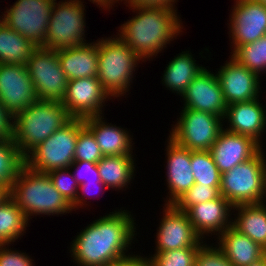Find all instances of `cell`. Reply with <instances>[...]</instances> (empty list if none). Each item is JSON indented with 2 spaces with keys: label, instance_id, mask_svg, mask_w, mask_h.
Listing matches in <instances>:
<instances>
[{
  "label": "cell",
  "instance_id": "1",
  "mask_svg": "<svg viewBox=\"0 0 266 266\" xmlns=\"http://www.w3.org/2000/svg\"><path fill=\"white\" fill-rule=\"evenodd\" d=\"M134 219L131 212L120 208L88 224L71 242L73 262L77 266H108L131 256L128 250L137 236Z\"/></svg>",
  "mask_w": 266,
  "mask_h": 266
},
{
  "label": "cell",
  "instance_id": "2",
  "mask_svg": "<svg viewBox=\"0 0 266 266\" xmlns=\"http://www.w3.org/2000/svg\"><path fill=\"white\" fill-rule=\"evenodd\" d=\"M129 9L136 13L135 16L121 24L116 34L143 62L158 56L167 44L183 32L184 26L177 10L140 7Z\"/></svg>",
  "mask_w": 266,
  "mask_h": 266
},
{
  "label": "cell",
  "instance_id": "3",
  "mask_svg": "<svg viewBox=\"0 0 266 266\" xmlns=\"http://www.w3.org/2000/svg\"><path fill=\"white\" fill-rule=\"evenodd\" d=\"M10 197L31 216L69 214L72 205L57 191L47 173L37 172L24 165L13 182Z\"/></svg>",
  "mask_w": 266,
  "mask_h": 266
},
{
  "label": "cell",
  "instance_id": "4",
  "mask_svg": "<svg viewBox=\"0 0 266 266\" xmlns=\"http://www.w3.org/2000/svg\"><path fill=\"white\" fill-rule=\"evenodd\" d=\"M71 119L62 102L38 100L13 117V141L26 156Z\"/></svg>",
  "mask_w": 266,
  "mask_h": 266
},
{
  "label": "cell",
  "instance_id": "5",
  "mask_svg": "<svg viewBox=\"0 0 266 266\" xmlns=\"http://www.w3.org/2000/svg\"><path fill=\"white\" fill-rule=\"evenodd\" d=\"M97 50V78L103 88L114 98L126 95L143 60L117 35L97 39Z\"/></svg>",
  "mask_w": 266,
  "mask_h": 266
},
{
  "label": "cell",
  "instance_id": "6",
  "mask_svg": "<svg viewBox=\"0 0 266 266\" xmlns=\"http://www.w3.org/2000/svg\"><path fill=\"white\" fill-rule=\"evenodd\" d=\"M262 148L253 158L221 174L220 194L232 205L261 203L266 185V153Z\"/></svg>",
  "mask_w": 266,
  "mask_h": 266
},
{
  "label": "cell",
  "instance_id": "7",
  "mask_svg": "<svg viewBox=\"0 0 266 266\" xmlns=\"http://www.w3.org/2000/svg\"><path fill=\"white\" fill-rule=\"evenodd\" d=\"M85 126L84 119L72 118L25 156V165L37 172L48 173L69 168L74 162L76 140Z\"/></svg>",
  "mask_w": 266,
  "mask_h": 266
},
{
  "label": "cell",
  "instance_id": "8",
  "mask_svg": "<svg viewBox=\"0 0 266 266\" xmlns=\"http://www.w3.org/2000/svg\"><path fill=\"white\" fill-rule=\"evenodd\" d=\"M83 3L82 0L54 2L43 48L59 51L87 43Z\"/></svg>",
  "mask_w": 266,
  "mask_h": 266
},
{
  "label": "cell",
  "instance_id": "9",
  "mask_svg": "<svg viewBox=\"0 0 266 266\" xmlns=\"http://www.w3.org/2000/svg\"><path fill=\"white\" fill-rule=\"evenodd\" d=\"M179 114L168 136L191 151H210L224 129V119L189 108H183Z\"/></svg>",
  "mask_w": 266,
  "mask_h": 266
},
{
  "label": "cell",
  "instance_id": "10",
  "mask_svg": "<svg viewBox=\"0 0 266 266\" xmlns=\"http://www.w3.org/2000/svg\"><path fill=\"white\" fill-rule=\"evenodd\" d=\"M56 0H17L2 14L3 22L36 47H42L47 36L51 11ZM6 13V14H5Z\"/></svg>",
  "mask_w": 266,
  "mask_h": 266
},
{
  "label": "cell",
  "instance_id": "11",
  "mask_svg": "<svg viewBox=\"0 0 266 266\" xmlns=\"http://www.w3.org/2000/svg\"><path fill=\"white\" fill-rule=\"evenodd\" d=\"M26 66L37 98L61 102L66 93L68 78L60 66L57 52L36 47Z\"/></svg>",
  "mask_w": 266,
  "mask_h": 266
},
{
  "label": "cell",
  "instance_id": "12",
  "mask_svg": "<svg viewBox=\"0 0 266 266\" xmlns=\"http://www.w3.org/2000/svg\"><path fill=\"white\" fill-rule=\"evenodd\" d=\"M162 213L154 253L180 248H200L207 242L196 233L186 212L178 210L174 205L164 204Z\"/></svg>",
  "mask_w": 266,
  "mask_h": 266
},
{
  "label": "cell",
  "instance_id": "13",
  "mask_svg": "<svg viewBox=\"0 0 266 266\" xmlns=\"http://www.w3.org/2000/svg\"><path fill=\"white\" fill-rule=\"evenodd\" d=\"M112 97L103 88L97 77L68 80L62 104L72 118L104 115L105 101ZM104 104V105H103Z\"/></svg>",
  "mask_w": 266,
  "mask_h": 266
},
{
  "label": "cell",
  "instance_id": "14",
  "mask_svg": "<svg viewBox=\"0 0 266 266\" xmlns=\"http://www.w3.org/2000/svg\"><path fill=\"white\" fill-rule=\"evenodd\" d=\"M229 16L232 52L266 35V6L254 0H235ZM231 17V18H230Z\"/></svg>",
  "mask_w": 266,
  "mask_h": 266
},
{
  "label": "cell",
  "instance_id": "15",
  "mask_svg": "<svg viewBox=\"0 0 266 266\" xmlns=\"http://www.w3.org/2000/svg\"><path fill=\"white\" fill-rule=\"evenodd\" d=\"M38 100L26 65L0 64V102L12 118Z\"/></svg>",
  "mask_w": 266,
  "mask_h": 266
},
{
  "label": "cell",
  "instance_id": "16",
  "mask_svg": "<svg viewBox=\"0 0 266 266\" xmlns=\"http://www.w3.org/2000/svg\"><path fill=\"white\" fill-rule=\"evenodd\" d=\"M204 68L183 92L182 108L218 115L224 119L227 104L216 73Z\"/></svg>",
  "mask_w": 266,
  "mask_h": 266
},
{
  "label": "cell",
  "instance_id": "17",
  "mask_svg": "<svg viewBox=\"0 0 266 266\" xmlns=\"http://www.w3.org/2000/svg\"><path fill=\"white\" fill-rule=\"evenodd\" d=\"M229 59L216 71L226 104L259 98V93H262L260 76L231 56Z\"/></svg>",
  "mask_w": 266,
  "mask_h": 266
},
{
  "label": "cell",
  "instance_id": "18",
  "mask_svg": "<svg viewBox=\"0 0 266 266\" xmlns=\"http://www.w3.org/2000/svg\"><path fill=\"white\" fill-rule=\"evenodd\" d=\"M166 146V183L169 190L165 205H173L194 184L191 169V150L178 144L170 136Z\"/></svg>",
  "mask_w": 266,
  "mask_h": 266
},
{
  "label": "cell",
  "instance_id": "19",
  "mask_svg": "<svg viewBox=\"0 0 266 266\" xmlns=\"http://www.w3.org/2000/svg\"><path fill=\"white\" fill-rule=\"evenodd\" d=\"M263 147L253 138L223 129L213 146L211 154L220 173H225L253 158Z\"/></svg>",
  "mask_w": 266,
  "mask_h": 266
},
{
  "label": "cell",
  "instance_id": "20",
  "mask_svg": "<svg viewBox=\"0 0 266 266\" xmlns=\"http://www.w3.org/2000/svg\"><path fill=\"white\" fill-rule=\"evenodd\" d=\"M259 101L257 98L229 104L224 117L227 128L224 129L231 133L247 135L264 147L261 138L263 132H266V107Z\"/></svg>",
  "mask_w": 266,
  "mask_h": 266
},
{
  "label": "cell",
  "instance_id": "21",
  "mask_svg": "<svg viewBox=\"0 0 266 266\" xmlns=\"http://www.w3.org/2000/svg\"><path fill=\"white\" fill-rule=\"evenodd\" d=\"M231 210L233 206L220 195L213 200L191 206L186 213L196 233L205 240L209 234L218 237L232 226Z\"/></svg>",
  "mask_w": 266,
  "mask_h": 266
},
{
  "label": "cell",
  "instance_id": "22",
  "mask_svg": "<svg viewBox=\"0 0 266 266\" xmlns=\"http://www.w3.org/2000/svg\"><path fill=\"white\" fill-rule=\"evenodd\" d=\"M104 115L87 117L84 119L85 126L93 133L96 142L104 156L127 155L134 156L132 147L133 135L127 128L112 125L103 120ZM127 129V130H126Z\"/></svg>",
  "mask_w": 266,
  "mask_h": 266
},
{
  "label": "cell",
  "instance_id": "23",
  "mask_svg": "<svg viewBox=\"0 0 266 266\" xmlns=\"http://www.w3.org/2000/svg\"><path fill=\"white\" fill-rule=\"evenodd\" d=\"M56 52L60 66L68 80L97 77V40Z\"/></svg>",
  "mask_w": 266,
  "mask_h": 266
},
{
  "label": "cell",
  "instance_id": "24",
  "mask_svg": "<svg viewBox=\"0 0 266 266\" xmlns=\"http://www.w3.org/2000/svg\"><path fill=\"white\" fill-rule=\"evenodd\" d=\"M216 246L233 266H249L266 254V249L232 226L217 238ZM219 241V242H218Z\"/></svg>",
  "mask_w": 266,
  "mask_h": 266
},
{
  "label": "cell",
  "instance_id": "25",
  "mask_svg": "<svg viewBox=\"0 0 266 266\" xmlns=\"http://www.w3.org/2000/svg\"><path fill=\"white\" fill-rule=\"evenodd\" d=\"M233 210L238 212L232 214L235 215L232 227L266 249V205L263 202L240 204L233 206Z\"/></svg>",
  "mask_w": 266,
  "mask_h": 266
},
{
  "label": "cell",
  "instance_id": "26",
  "mask_svg": "<svg viewBox=\"0 0 266 266\" xmlns=\"http://www.w3.org/2000/svg\"><path fill=\"white\" fill-rule=\"evenodd\" d=\"M204 68L196 63L191 52L182 51L169 61L162 74L161 82L168 90L181 96Z\"/></svg>",
  "mask_w": 266,
  "mask_h": 266
},
{
  "label": "cell",
  "instance_id": "27",
  "mask_svg": "<svg viewBox=\"0 0 266 266\" xmlns=\"http://www.w3.org/2000/svg\"><path fill=\"white\" fill-rule=\"evenodd\" d=\"M134 156L116 155L104 156L98 163L97 168L101 181L107 189L124 190L135 178Z\"/></svg>",
  "mask_w": 266,
  "mask_h": 266
},
{
  "label": "cell",
  "instance_id": "28",
  "mask_svg": "<svg viewBox=\"0 0 266 266\" xmlns=\"http://www.w3.org/2000/svg\"><path fill=\"white\" fill-rule=\"evenodd\" d=\"M35 48L33 43L4 22L0 24V64L27 65Z\"/></svg>",
  "mask_w": 266,
  "mask_h": 266
},
{
  "label": "cell",
  "instance_id": "29",
  "mask_svg": "<svg viewBox=\"0 0 266 266\" xmlns=\"http://www.w3.org/2000/svg\"><path fill=\"white\" fill-rule=\"evenodd\" d=\"M28 225L27 216L11 197L0 205V245L14 244L26 233Z\"/></svg>",
  "mask_w": 266,
  "mask_h": 266
},
{
  "label": "cell",
  "instance_id": "30",
  "mask_svg": "<svg viewBox=\"0 0 266 266\" xmlns=\"http://www.w3.org/2000/svg\"><path fill=\"white\" fill-rule=\"evenodd\" d=\"M24 165L25 156L14 143L13 138L0 141V184L11 189Z\"/></svg>",
  "mask_w": 266,
  "mask_h": 266
},
{
  "label": "cell",
  "instance_id": "31",
  "mask_svg": "<svg viewBox=\"0 0 266 266\" xmlns=\"http://www.w3.org/2000/svg\"><path fill=\"white\" fill-rule=\"evenodd\" d=\"M231 53L239 64L262 76L266 74V35L257 41L236 48Z\"/></svg>",
  "mask_w": 266,
  "mask_h": 266
},
{
  "label": "cell",
  "instance_id": "32",
  "mask_svg": "<svg viewBox=\"0 0 266 266\" xmlns=\"http://www.w3.org/2000/svg\"><path fill=\"white\" fill-rule=\"evenodd\" d=\"M191 169L195 184L221 185V173L210 151H191Z\"/></svg>",
  "mask_w": 266,
  "mask_h": 266
},
{
  "label": "cell",
  "instance_id": "33",
  "mask_svg": "<svg viewBox=\"0 0 266 266\" xmlns=\"http://www.w3.org/2000/svg\"><path fill=\"white\" fill-rule=\"evenodd\" d=\"M199 248H180L152 254L146 257L150 266H195Z\"/></svg>",
  "mask_w": 266,
  "mask_h": 266
},
{
  "label": "cell",
  "instance_id": "34",
  "mask_svg": "<svg viewBox=\"0 0 266 266\" xmlns=\"http://www.w3.org/2000/svg\"><path fill=\"white\" fill-rule=\"evenodd\" d=\"M220 195V186L194 184L173 205L186 212L191 206L213 200Z\"/></svg>",
  "mask_w": 266,
  "mask_h": 266
},
{
  "label": "cell",
  "instance_id": "35",
  "mask_svg": "<svg viewBox=\"0 0 266 266\" xmlns=\"http://www.w3.org/2000/svg\"><path fill=\"white\" fill-rule=\"evenodd\" d=\"M104 157L93 133L84 126L76 140L74 161H87L98 163Z\"/></svg>",
  "mask_w": 266,
  "mask_h": 266
},
{
  "label": "cell",
  "instance_id": "36",
  "mask_svg": "<svg viewBox=\"0 0 266 266\" xmlns=\"http://www.w3.org/2000/svg\"><path fill=\"white\" fill-rule=\"evenodd\" d=\"M47 174L57 191L72 205L77 199L79 184L73 177L71 169H55Z\"/></svg>",
  "mask_w": 266,
  "mask_h": 266
},
{
  "label": "cell",
  "instance_id": "37",
  "mask_svg": "<svg viewBox=\"0 0 266 266\" xmlns=\"http://www.w3.org/2000/svg\"><path fill=\"white\" fill-rule=\"evenodd\" d=\"M204 243L195 256V266H233L216 246Z\"/></svg>",
  "mask_w": 266,
  "mask_h": 266
},
{
  "label": "cell",
  "instance_id": "38",
  "mask_svg": "<svg viewBox=\"0 0 266 266\" xmlns=\"http://www.w3.org/2000/svg\"><path fill=\"white\" fill-rule=\"evenodd\" d=\"M69 168L71 170L75 169L71 172L79 185L85 182H102L97 168V163L74 161Z\"/></svg>",
  "mask_w": 266,
  "mask_h": 266
},
{
  "label": "cell",
  "instance_id": "39",
  "mask_svg": "<svg viewBox=\"0 0 266 266\" xmlns=\"http://www.w3.org/2000/svg\"><path fill=\"white\" fill-rule=\"evenodd\" d=\"M9 246L0 245V266H35L34 260L26 252L9 249Z\"/></svg>",
  "mask_w": 266,
  "mask_h": 266
},
{
  "label": "cell",
  "instance_id": "40",
  "mask_svg": "<svg viewBox=\"0 0 266 266\" xmlns=\"http://www.w3.org/2000/svg\"><path fill=\"white\" fill-rule=\"evenodd\" d=\"M97 188V189H96ZM107 189L106 185L103 182H85L81 185H79V191H78V196L76 201L72 204V208L74 211L78 210L79 208L84 209L83 207H87L88 203L86 204L87 200L94 196L95 193L97 194L99 191L103 192L102 190ZM98 190V192L96 191L95 193H92L91 190ZM81 190V191H80ZM92 190V191H93ZM81 193V194H80ZM91 194H93L91 196ZM88 197V198H87ZM87 198V199H86ZM87 205V206H86Z\"/></svg>",
  "mask_w": 266,
  "mask_h": 266
},
{
  "label": "cell",
  "instance_id": "41",
  "mask_svg": "<svg viewBox=\"0 0 266 266\" xmlns=\"http://www.w3.org/2000/svg\"><path fill=\"white\" fill-rule=\"evenodd\" d=\"M178 0H125L124 4L129 8L140 7V8H169L177 10L175 8Z\"/></svg>",
  "mask_w": 266,
  "mask_h": 266
},
{
  "label": "cell",
  "instance_id": "42",
  "mask_svg": "<svg viewBox=\"0 0 266 266\" xmlns=\"http://www.w3.org/2000/svg\"><path fill=\"white\" fill-rule=\"evenodd\" d=\"M12 116L5 110L0 102V141L12 138Z\"/></svg>",
  "mask_w": 266,
  "mask_h": 266
},
{
  "label": "cell",
  "instance_id": "43",
  "mask_svg": "<svg viewBox=\"0 0 266 266\" xmlns=\"http://www.w3.org/2000/svg\"><path fill=\"white\" fill-rule=\"evenodd\" d=\"M108 266H150L149 260L141 255L135 254L120 261L109 264Z\"/></svg>",
  "mask_w": 266,
  "mask_h": 266
},
{
  "label": "cell",
  "instance_id": "44",
  "mask_svg": "<svg viewBox=\"0 0 266 266\" xmlns=\"http://www.w3.org/2000/svg\"><path fill=\"white\" fill-rule=\"evenodd\" d=\"M91 3L95 4L96 6L101 7L103 10H109L112 8V5L116 4L114 0H89Z\"/></svg>",
  "mask_w": 266,
  "mask_h": 266
},
{
  "label": "cell",
  "instance_id": "45",
  "mask_svg": "<svg viewBox=\"0 0 266 266\" xmlns=\"http://www.w3.org/2000/svg\"><path fill=\"white\" fill-rule=\"evenodd\" d=\"M10 197V189L0 184V205Z\"/></svg>",
  "mask_w": 266,
  "mask_h": 266
},
{
  "label": "cell",
  "instance_id": "46",
  "mask_svg": "<svg viewBox=\"0 0 266 266\" xmlns=\"http://www.w3.org/2000/svg\"><path fill=\"white\" fill-rule=\"evenodd\" d=\"M249 266H266V254L263 257H261L260 259L254 261Z\"/></svg>",
  "mask_w": 266,
  "mask_h": 266
},
{
  "label": "cell",
  "instance_id": "47",
  "mask_svg": "<svg viewBox=\"0 0 266 266\" xmlns=\"http://www.w3.org/2000/svg\"><path fill=\"white\" fill-rule=\"evenodd\" d=\"M254 1L266 6V0H254Z\"/></svg>",
  "mask_w": 266,
  "mask_h": 266
},
{
  "label": "cell",
  "instance_id": "48",
  "mask_svg": "<svg viewBox=\"0 0 266 266\" xmlns=\"http://www.w3.org/2000/svg\"><path fill=\"white\" fill-rule=\"evenodd\" d=\"M263 203H265L266 202V185H265V194H264V198H263V201H262ZM266 205V204H265Z\"/></svg>",
  "mask_w": 266,
  "mask_h": 266
},
{
  "label": "cell",
  "instance_id": "49",
  "mask_svg": "<svg viewBox=\"0 0 266 266\" xmlns=\"http://www.w3.org/2000/svg\"><path fill=\"white\" fill-rule=\"evenodd\" d=\"M116 3H119V1L120 2H122V1H125V0H114Z\"/></svg>",
  "mask_w": 266,
  "mask_h": 266
}]
</instances>
